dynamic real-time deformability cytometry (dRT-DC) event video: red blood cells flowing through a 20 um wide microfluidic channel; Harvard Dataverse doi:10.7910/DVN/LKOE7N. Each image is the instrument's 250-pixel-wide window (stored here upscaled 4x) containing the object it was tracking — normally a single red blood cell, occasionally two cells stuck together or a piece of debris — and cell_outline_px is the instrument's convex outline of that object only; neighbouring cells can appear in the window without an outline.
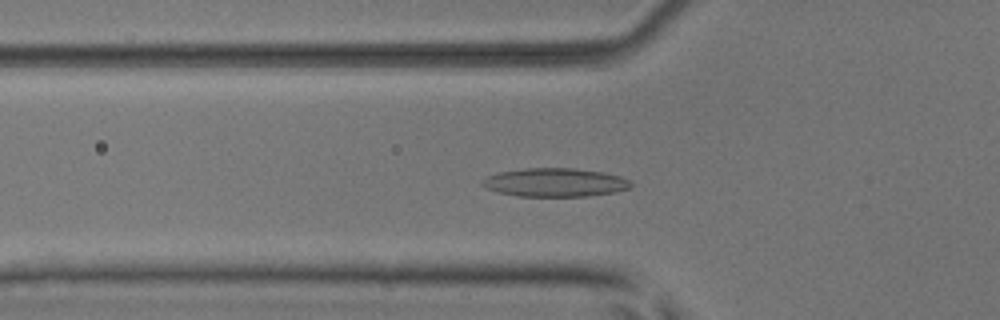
{"species": "common noctule bat (a hibernating species)", "species_latin": "Nyctalus noctula", "temperature_condition": "room temperature", "stored_images_in_passage": 18, "camera_frame_rate_fps": 3000, "um_per_image_px": 0.085, "animal": {"sex": "male", "body_mass_g": 17.9, "forearm_length_mm": 54.2}, "frame": {"image": 1, "passage_image": 3, "time_ms": 0.667, "image_size_px": [1000, 320], "cell_outline_px": [[632, 184], [628, 188], [616, 192], [588, 196], [520, 196], [500, 192], [488, 188], [480, 184], [480, 180], [488, 176], [500, 172], [524, 168], [576, 168], [604, 172], [620, 176], [628, 180]], "centroid_in_image_um": [47.19, 15.5], "position_along_channel_um": 78.6, "area_um2": 24.62}}
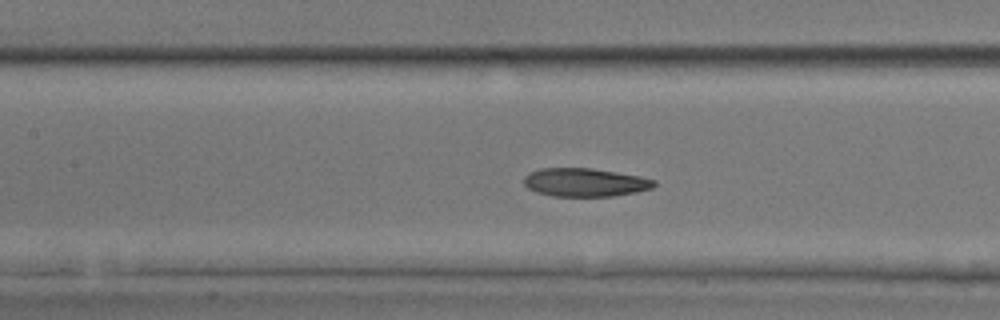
{"frame": {"image": 2, "passage_image": 9, "time_ms": 2.667, "image_size_px": [1000, 320], "cell_outline_px": [[656, 184], [652, 188], [636, 192], [612, 196], [552, 196], [536, 192], [528, 188], [524, 184], [524, 176], [528, 172], [540, 168], [592, 168], [640, 176], [656, 180]], "centroid_in_image_um": [49.7, 15.49], "position_along_channel_um": 157.7, "area_um2": 21.62}}
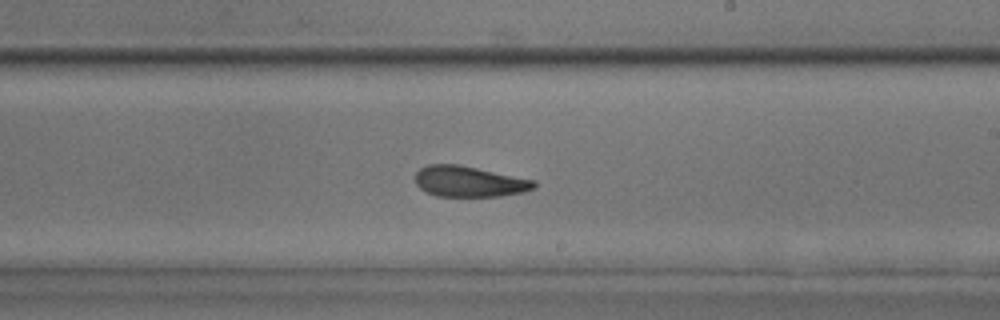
{"frame": {"image": 3, "passage_image": 16, "time_ms": 5.0, "image_size_px": [1000, 320], "cell_outline_px": [[536, 188], [524, 192], [500, 196], [436, 196], [420, 188], [416, 184], [416, 172], [420, 168], [428, 164], [460, 164], [536, 180]], "centroid_in_image_um": [39.91, 15.42], "position_along_channel_um": 249.1, "area_um2": 21.44}}